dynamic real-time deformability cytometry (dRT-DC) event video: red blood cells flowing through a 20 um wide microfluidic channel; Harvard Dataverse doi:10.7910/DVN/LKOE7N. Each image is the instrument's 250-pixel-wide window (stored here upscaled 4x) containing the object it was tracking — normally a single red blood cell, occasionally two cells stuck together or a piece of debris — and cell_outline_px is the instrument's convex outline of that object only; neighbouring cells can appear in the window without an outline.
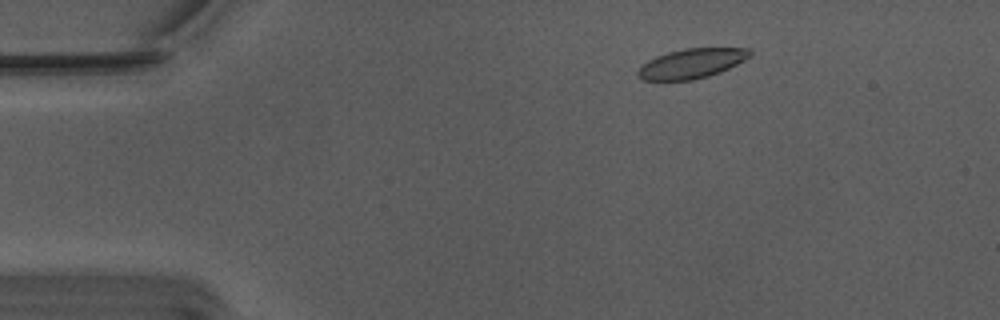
{"species": "Egyptian fruit bat (a non-hibernating species)", "species_latin": "Rousettus aegyptiacus", "temperature_condition": "warm", "stored_images_in_passage": 50, "camera_frame_rate_fps": 3000, "um_per_image_px": 0.085, "animal": {"sex": "male"}, "frame": {"image": 1, "passage_image": 4, "time_ms": 1.0, "image_size_px": [1000, 320], "cell_outline_px": [[752, 56], [720, 72], [708, 76], [692, 80], [644, 80], [636, 76], [636, 72], [648, 60], [656, 56], [668, 52], [684, 48], [748, 48], [752, 52]], "centroid_in_image_um": [58.79, 5.39], "position_along_channel_um": 26.2, "area_um2": 19.31}}
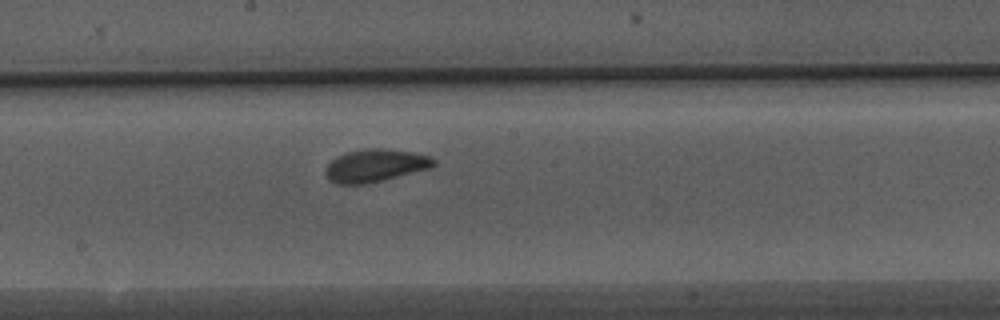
{"frame": {"image": 2, "passage_image": 25, "time_ms": 8.0, "image_size_px": [1000, 320], "cell_outline_px": [[436, 164], [432, 168], [384, 180], [364, 184], [336, 184], [328, 180], [324, 172], [328, 164], [336, 156], [344, 152], [368, 148], [380, 148], [412, 152], [432, 156], [436, 160]], "centroid_in_image_um": [31.91, 14.07], "position_along_channel_um": 216.3, "area_um2": 20.92}}
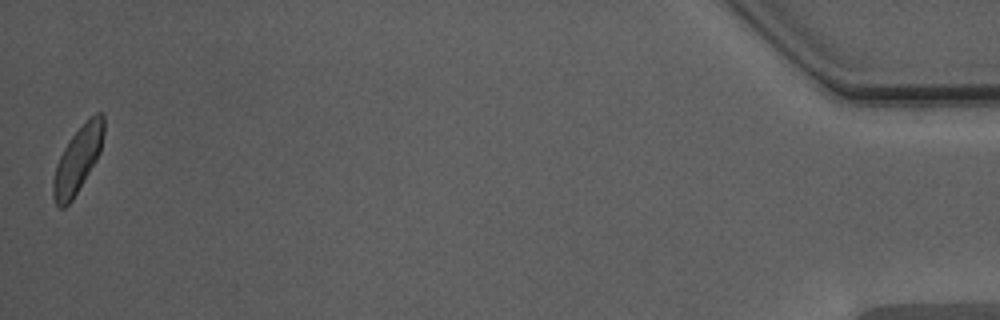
{"frame": {"image": 3, "passage_image": 50, "time_ms": 16.333, "image_size_px": [1000, 320], "cell_outline_px": [[104, 132], [100, 152], [96, 160], [72, 200], [64, 208], [60, 208], [56, 204], [52, 196], [52, 184], [56, 164], [64, 148], [72, 136], [96, 112], [104, 112]], "centroid_in_image_um": [6.6, 13.59], "position_along_channel_um": 428.6, "area_um2": 19.13}, "authors_computed_cell_mechanics": {"area_um2": 19.7676, "velocity_mm_per_s": 3.728, "shape_relaxation_time_tau1_ms": 3.11, "shape_relaxation_time_tau2_ms": 1.9157, "deformation_change_tau1": 0.1138, "deformation_change_tau2": 0.0566}}